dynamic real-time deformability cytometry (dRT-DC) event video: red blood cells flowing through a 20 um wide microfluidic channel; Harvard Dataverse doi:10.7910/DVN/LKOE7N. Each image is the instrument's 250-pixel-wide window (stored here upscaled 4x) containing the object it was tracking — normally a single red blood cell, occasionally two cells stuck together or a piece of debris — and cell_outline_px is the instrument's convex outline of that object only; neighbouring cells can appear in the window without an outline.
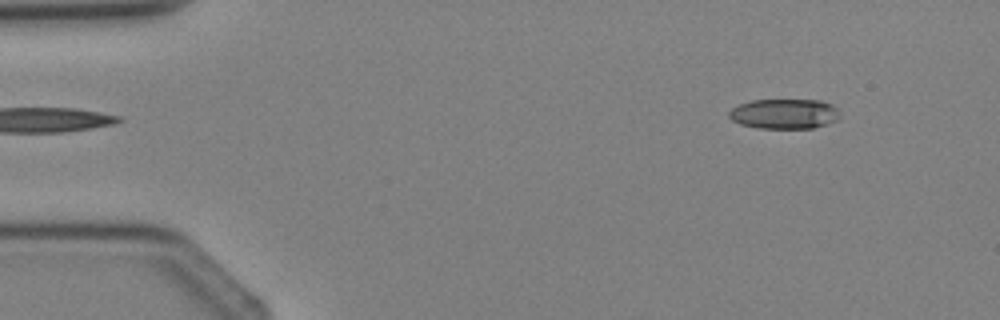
{"species": "Egyptian fruit bat (a non-hibernating species)", "species_latin": "Rousettus aegyptiacus", "temperature_condition": "cold", "stored_images_in_passage": 2, "camera_frame_rate_fps": 3000, "um_per_image_px": 0.085, "animal": {"sex": "female"}, "frame": {"image": 1, "passage_image": 1, "time_ms": 0.0, "image_size_px": [1000, 320], "cell_outline_px": [[840, 120], [812, 128], [756, 128], [740, 124], [732, 120], [728, 116], [728, 112], [732, 108], [740, 104], [752, 100], [820, 100], [832, 104], [836, 108], [840, 116]], "centroid_in_image_um": [66.67, 9.68], "position_along_channel_um": 18.3, "area_um2": 19.48}}